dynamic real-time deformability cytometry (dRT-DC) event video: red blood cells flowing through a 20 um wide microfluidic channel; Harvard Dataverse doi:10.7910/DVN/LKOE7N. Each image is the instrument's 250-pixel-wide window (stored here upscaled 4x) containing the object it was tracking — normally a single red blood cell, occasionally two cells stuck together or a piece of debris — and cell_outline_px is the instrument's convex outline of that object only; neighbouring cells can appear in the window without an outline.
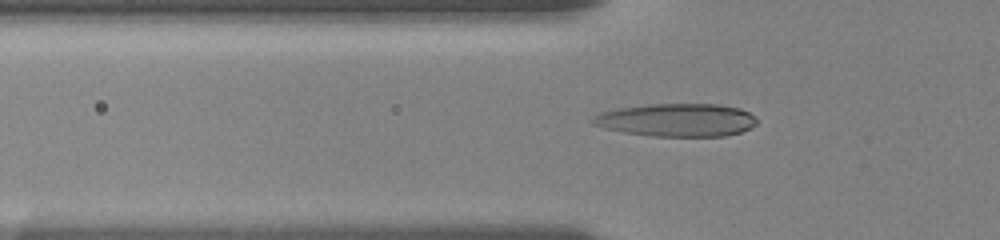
{"species": "human", "species_latin": "Homo sapiens", "temperature_condition": "room temperature", "stored_images_in_passage": 57, "camera_frame_rate_fps": 3000, "um_per_image_px": 0.085, "donor": {"sex": "female"}, "frame": {"image": 1, "passage_image": 20, "time_ms": 6.333, "image_size_px": [1000, 240], "cell_outline_px": [[756, 124], [740, 132], [724, 136], [652, 136], [624, 132], [604, 128], [592, 124], [592, 116], [600, 112], [616, 108], [648, 104], [720, 104], [740, 108], [748, 112], [756, 120]], "centroid_in_image_um": [57.48, 10.19], "position_along_channel_um": 68.3, "area_um2": 31.56}}
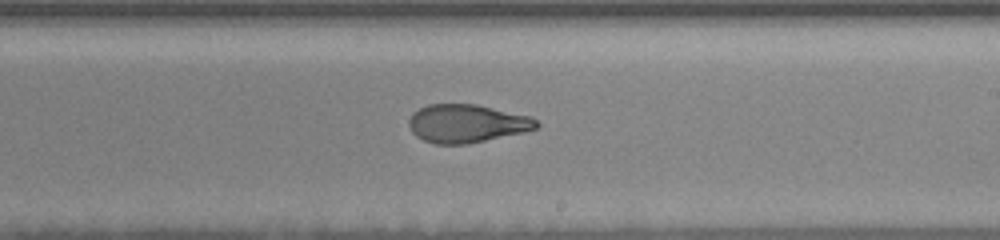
{"frame": {"image": 2, "passage_image": 35, "time_ms": 11.333, "image_size_px": [1000, 240], "cell_outline_px": [[540, 124], [536, 128], [524, 132], [464, 144], [436, 144], [424, 140], [416, 136], [412, 132], [408, 124], [408, 120], [412, 112], [428, 104], [476, 104], [532, 116]], "centroid_in_image_um": [39.66, 10.48], "position_along_channel_um": 249.3, "area_um2": 28.38}}
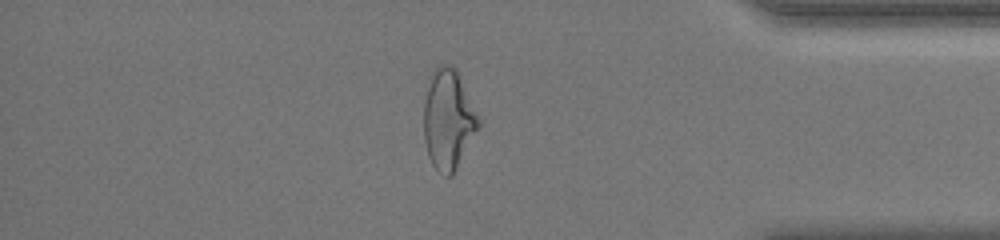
{"frame": {"image": 3, "passage_image": 49, "time_ms": 16.0, "image_size_px": [1000, 240], "cell_outline_px": [[480, 124], [452, 176], [444, 176], [432, 164], [428, 156], [424, 140], [424, 104], [428, 76], [440, 64], [444, 64], [456, 68], [480, 120]], "centroid_in_image_um": [38.07, 10.13], "position_along_channel_um": 397.1, "area_um2": 31.62}, "authors_computed_cell_mechanics": {"area_um2": 29.767, "velocity_mm_per_s": 3.636, "shape_relaxation_time_tau1_ms": 9.1166, "shape_relaxation_time_tau2_ms": 2.0157, "deformation_change_tau1": 0.2847, "deformation_change_tau2": 0.0915}}